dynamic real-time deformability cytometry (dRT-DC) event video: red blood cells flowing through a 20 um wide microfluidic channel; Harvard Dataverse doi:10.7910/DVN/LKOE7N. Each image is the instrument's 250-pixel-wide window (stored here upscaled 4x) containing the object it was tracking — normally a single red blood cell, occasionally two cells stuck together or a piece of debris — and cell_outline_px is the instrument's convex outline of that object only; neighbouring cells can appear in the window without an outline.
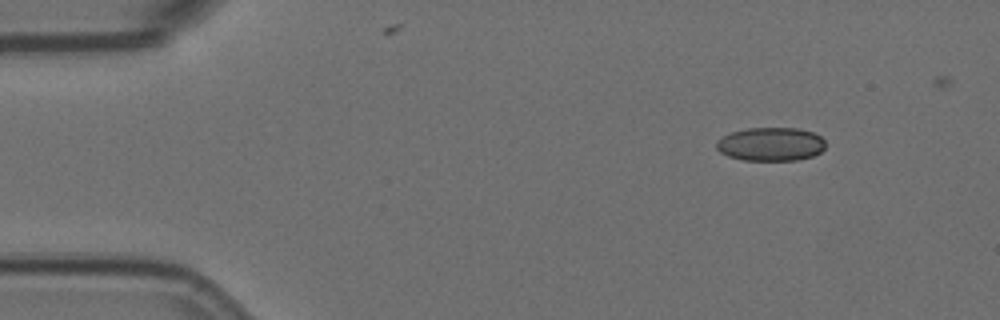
{"species": "Egyptian fruit bat (a non-hibernating species)", "species_latin": "Rousettus aegyptiacus", "temperature_condition": "room temperature", "stored_images_in_passage": 2, "camera_frame_rate_fps": 3000, "um_per_image_px": 0.085, "animal": {"sex": "female"}, "frame": {"image": 1, "passage_image": 2, "time_ms": 0.333, "image_size_px": [1000, 320], "cell_outline_px": [[824, 148], [820, 152], [812, 156], [796, 160], [744, 160], [728, 156], [720, 152], [716, 148], [716, 140], [732, 132], [748, 128], [796, 128], [812, 132], [820, 136], [824, 140]], "centroid_in_image_um": [65.5, 12.25], "position_along_channel_um": 19.5, "area_um2": 21.21}}